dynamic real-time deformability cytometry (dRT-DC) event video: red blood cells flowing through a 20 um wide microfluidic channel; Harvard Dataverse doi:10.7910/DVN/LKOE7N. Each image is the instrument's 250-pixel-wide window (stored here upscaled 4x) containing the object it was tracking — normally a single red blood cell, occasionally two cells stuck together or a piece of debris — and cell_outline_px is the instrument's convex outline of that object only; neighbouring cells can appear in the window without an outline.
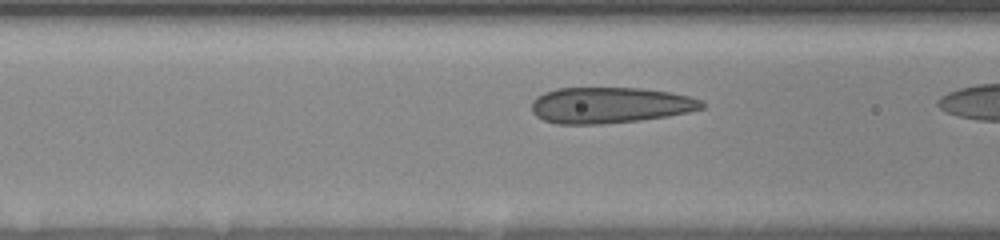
{"species": "human", "species_latin": "Homo sapiens", "temperature_condition": "room temperature", "stored_images_in_passage": 19, "camera_frame_rate_fps": 3000, "um_per_image_px": 0.085, "donor": {"sex": "female"}, "frame": {"image": 1, "passage_image": 10, "time_ms": 3.667, "image_size_px": [1000, 240], "cell_outline_px": [[704, 108], [688, 112], [668, 116], [640, 120], [600, 124], [556, 124], [544, 120], [536, 116], [532, 112], [532, 100], [536, 96], [544, 92], [556, 88], [640, 88], [672, 92], [704, 100]], "centroid_in_image_um": [51.84, 8.94], "position_along_channel_um": 114.8, "area_um2": 35.95}}
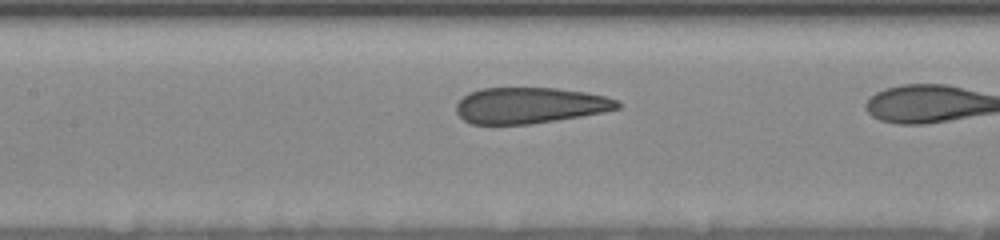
{"frame": {"image": 2, "passage_image": 14, "time_ms": 5.0, "image_size_px": [1000, 240], "cell_outline_px": [[624, 104], [620, 108], [604, 112], [532, 124], [472, 124], [464, 120], [456, 112], [456, 104], [468, 92], [480, 88], [556, 88], [584, 92], [604, 96], [620, 100]], "centroid_in_image_um": [45.06, 8.96], "position_along_channel_um": 162.3, "area_um2": 33.99}}
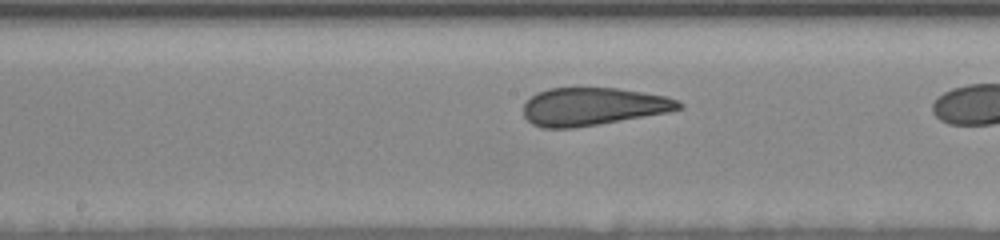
{"frame": {"image": 3, "passage_image": 18, "time_ms": 6.0, "image_size_px": [1000, 240], "cell_outline_px": [[684, 108], [668, 112], [600, 124], [572, 128], [544, 128], [532, 124], [524, 116], [524, 104], [536, 92], [548, 88], [616, 88], [668, 96], [684, 104]], "centroid_in_image_um": [50.41, 9.05], "position_along_channel_um": 197.8, "area_um2": 34.28}}